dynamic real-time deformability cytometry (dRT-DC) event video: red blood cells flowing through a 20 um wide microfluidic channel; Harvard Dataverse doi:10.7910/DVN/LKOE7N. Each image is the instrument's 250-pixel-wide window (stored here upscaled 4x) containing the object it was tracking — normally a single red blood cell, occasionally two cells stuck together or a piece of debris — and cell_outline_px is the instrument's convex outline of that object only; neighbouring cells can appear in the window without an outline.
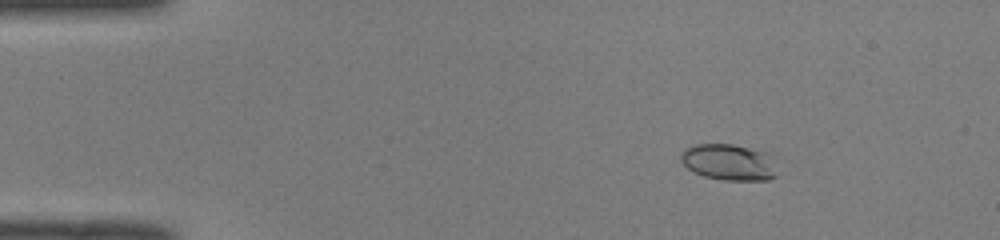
{"species": "common noctule bat (a hibernating species)", "species_latin": "Nyctalus noctula", "temperature_condition": "room temperature", "stored_images_in_passage": 51, "camera_frame_rate_fps": 3000, "um_per_image_px": 0.085, "animal": {"sex": "male", "body_mass_g": 19.0, "forearm_length_mm": 50.8}, "frame": {"image": 1, "passage_image": 8, "time_ms": 2.333, "image_size_px": [1000, 240], "cell_outline_px": [[776, 176], [768, 180], [724, 180], [704, 176], [688, 168], [680, 160], [680, 156], [684, 148], [696, 144], [732, 144], [764, 152], [772, 156]], "centroid_in_image_um": [61.94, 13.78], "position_along_channel_um": 23.1, "area_um2": 20.17}}
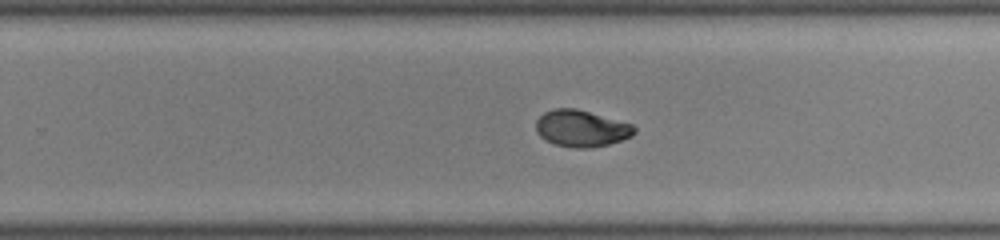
{"frame": {"image": 2, "passage_image": 33, "time_ms": 10.667, "image_size_px": [1000, 240], "cell_outline_px": [[636, 132], [632, 136], [608, 144], [592, 148], [576, 148], [556, 144], [544, 140], [536, 132], [536, 120], [544, 112], [552, 108], [576, 108], [632, 124], [636, 128]], "centroid_in_image_um": [49.4, 10.91], "position_along_channel_um": 280.4, "area_um2": 21.04}}
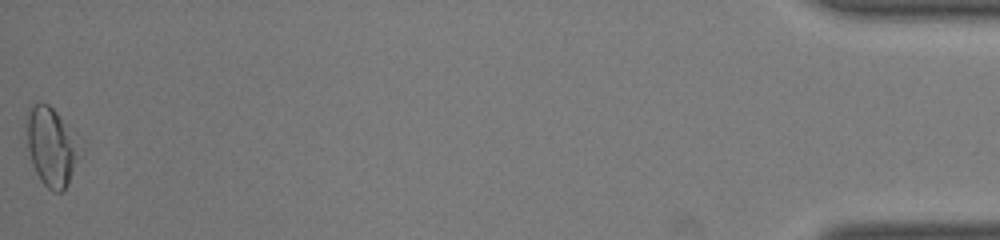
{"frame": {"image": 3, "passage_image": 51, "time_ms": 16.667, "image_size_px": [1000, 240], "cell_outline_px": [[76, 156], [68, 184], [60, 192], [52, 192], [40, 180], [32, 164], [28, 148], [28, 104], [36, 100], [40, 100], [48, 104], [56, 112], [68, 132]], "centroid_in_image_um": [4.22, 12.45], "position_along_channel_um": 431.0, "area_um2": 22.54}, "authors_computed_cell_mechanics": {"area_um2": 20.8658, "velocity_mm_per_s": 4.0886, "shape_relaxation_time_tau1_ms": 4.7648, "shape_relaxation_time_tau2_ms": 1.3919, "deformation_change_tau1": 0.181, "deformation_change_tau2": 0.0411}}